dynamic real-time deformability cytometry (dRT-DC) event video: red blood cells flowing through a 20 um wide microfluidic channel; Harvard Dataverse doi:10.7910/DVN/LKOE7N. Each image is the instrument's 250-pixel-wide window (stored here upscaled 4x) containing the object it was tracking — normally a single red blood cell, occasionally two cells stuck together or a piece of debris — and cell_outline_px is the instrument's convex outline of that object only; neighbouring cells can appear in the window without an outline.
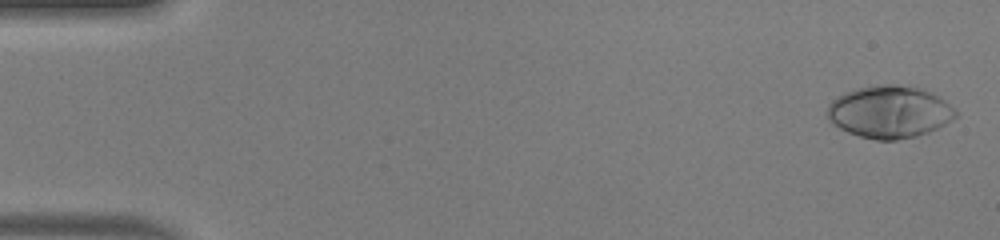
{"species": "human", "species_latin": "Homo sapiens", "temperature_condition": "warm", "stored_images_in_passage": 50, "camera_frame_rate_fps": 3000, "um_per_image_px": 0.085, "donor": {"sex": "male"}, "frame": {"image": 1, "passage_image": 2, "time_ms": 0.333, "image_size_px": [1000, 240], "cell_outline_px": [[956, 116], [952, 120], [928, 132], [916, 136], [896, 140], [876, 140], [860, 136], [848, 132], [832, 124], [828, 116], [828, 104], [832, 100], [844, 92], [860, 88], [884, 84], [896, 84], [920, 88], [932, 92], [956, 108]], "centroid_in_image_um": [75.61, 9.51], "position_along_channel_um": 9.4, "area_um2": 38.96}}
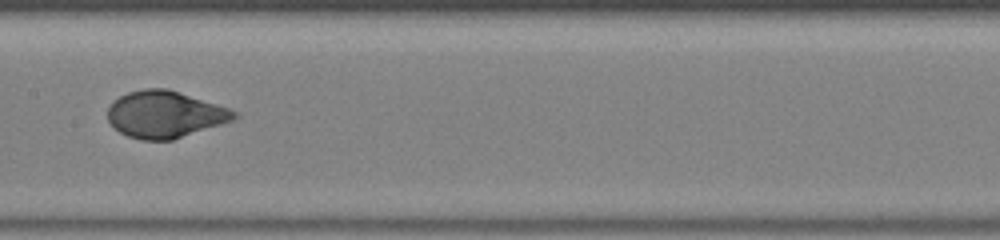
{"frame": {"image": 2, "passage_image": 26, "time_ms": 8.333, "image_size_px": [1000, 240], "cell_outline_px": [[240, 116], [232, 120], [172, 140], [140, 140], [128, 136], [120, 132], [108, 120], [108, 108], [112, 100], [128, 92], [144, 88], [168, 88], [228, 108], [236, 112]], "centroid_in_image_um": [13.99, 9.71], "position_along_channel_um": 193.4, "area_um2": 34.28}}
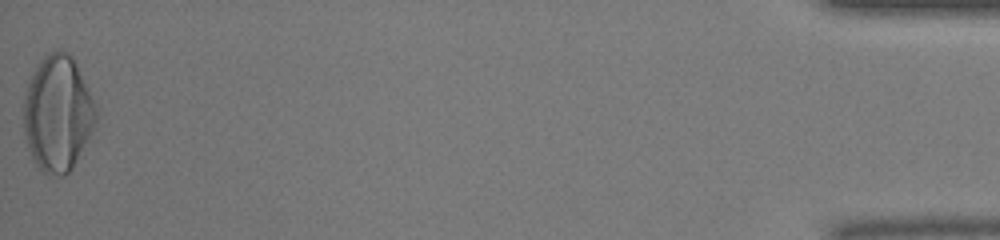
{"frame": {"image": 3, "passage_image": 50, "time_ms": 16.333, "image_size_px": [1000, 240], "cell_outline_px": [[96, 120], [72, 168], [64, 176], [60, 176], [44, 172], [36, 164], [32, 156], [24, 136], [24, 96], [28, 84], [36, 64], [48, 52], [56, 48], [60, 48], [68, 52], [72, 56], [76, 64], [96, 108]], "centroid_in_image_um": [4.87, 9.6], "position_along_channel_um": 430.3, "area_um2": 48.09}, "authors_computed_cell_mechanics": {"area_um2": 35.8071, "velocity_mm_per_s": 4.1791, "shape_relaxation_time_tau1_ms": 3.3098, "shape_relaxation_time_tau2_ms": null, "deformation_change_tau1": 0.2313, "deformation_change_tau2": null}}